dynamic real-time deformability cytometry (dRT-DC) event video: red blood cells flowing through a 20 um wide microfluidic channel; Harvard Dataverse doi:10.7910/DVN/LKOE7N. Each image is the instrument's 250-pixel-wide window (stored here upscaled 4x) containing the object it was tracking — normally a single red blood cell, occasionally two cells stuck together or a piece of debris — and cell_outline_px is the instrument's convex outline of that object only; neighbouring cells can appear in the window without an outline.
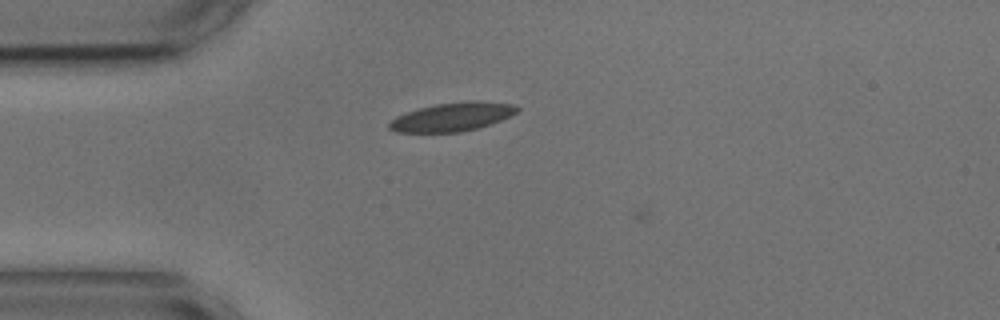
{"species": "common noctule bat (a hibernating species)", "species_latin": "Nyctalus noctula", "temperature_condition": "cold", "stored_images_in_passage": 47, "camera_frame_rate_fps": 3000, "um_per_image_px": 0.085, "animal": {"sex": "male", "body_mass_g": 17.9, "forearm_length_mm": 54.2}, "frame": {"image": 1, "passage_image": 13, "time_ms": 4.0, "image_size_px": [1000, 320], "cell_outline_px": [[520, 108], [516, 112], [500, 120], [476, 128], [460, 132], [396, 132], [388, 128], [388, 124], [396, 116], [420, 108], [436, 104], [476, 100], [516, 104]], "centroid_in_image_um": [38.45, 9.93], "position_along_channel_um": 46.6, "area_um2": 21.04}}
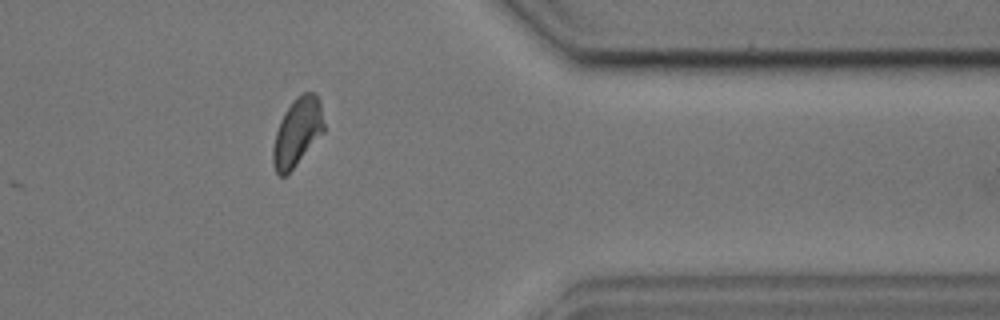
{"frame": {"image": 2, "passage_image": 44, "time_ms": 14.333, "image_size_px": [1000, 320], "cell_outline_px": [[324, 132], [296, 164], [284, 176], [280, 176], [276, 172], [272, 164], [272, 148], [276, 132], [280, 120], [284, 112], [304, 92], [312, 92], [320, 100], [324, 124]], "centroid_in_image_um": [25.26, 11.25], "position_along_channel_um": 386.1, "area_um2": 19.77}}